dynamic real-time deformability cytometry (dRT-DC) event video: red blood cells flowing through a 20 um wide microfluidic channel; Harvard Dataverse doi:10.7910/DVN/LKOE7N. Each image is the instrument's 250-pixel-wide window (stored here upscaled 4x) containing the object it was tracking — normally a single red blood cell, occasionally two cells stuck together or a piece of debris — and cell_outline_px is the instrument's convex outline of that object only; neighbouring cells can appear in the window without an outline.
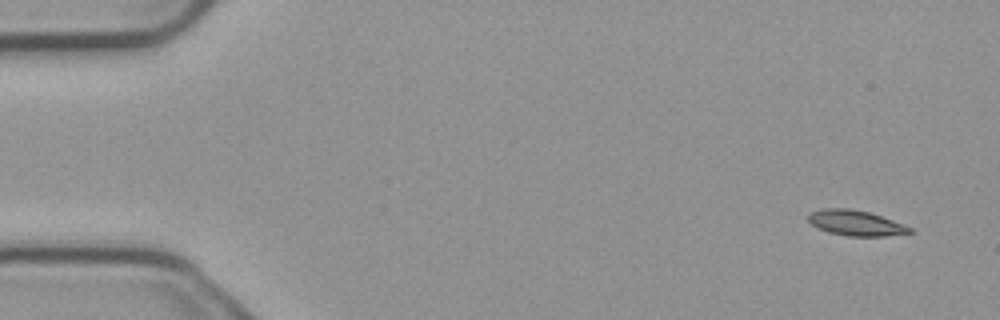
{"species": "common noctule bat (a hibernating species)", "species_latin": "Nyctalus noctula", "temperature_condition": "cold", "stored_images_in_passage": 4, "camera_frame_rate_fps": 3000, "um_per_image_px": 0.085, "animal": {"sex": "male", "body_mass_g": 23.1, "forearm_length_mm": 52.7}, "frame": {"image": 1, "passage_image": 1, "time_ms": 0.0, "image_size_px": [1000, 320], "cell_outline_px": [[912, 232], [884, 236], [848, 236], [828, 232], [812, 224], [808, 220], [808, 216], [812, 212], [824, 208], [848, 208], [868, 212], [904, 224], [912, 228]], "centroid_in_image_um": [72.74, 18.95], "position_along_channel_um": 12.3, "area_um2": 14.74}}